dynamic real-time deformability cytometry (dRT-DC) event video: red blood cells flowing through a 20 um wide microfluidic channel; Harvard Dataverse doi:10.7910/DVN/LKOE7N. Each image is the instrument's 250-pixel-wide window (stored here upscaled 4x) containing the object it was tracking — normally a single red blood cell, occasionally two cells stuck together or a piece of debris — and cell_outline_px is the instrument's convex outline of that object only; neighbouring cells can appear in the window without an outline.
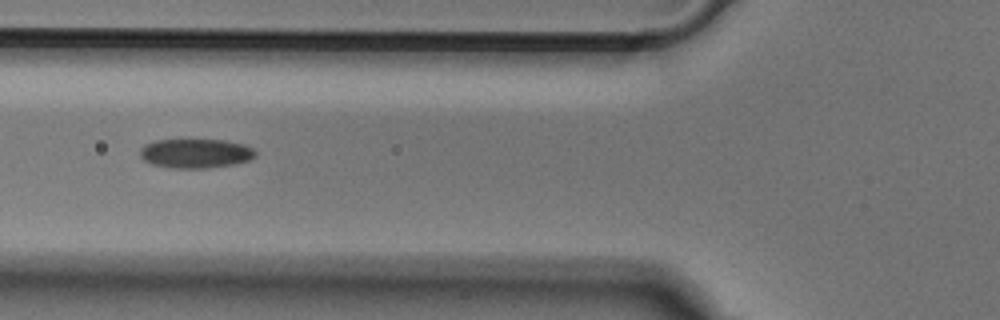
{"species": "Egyptian fruit bat (a non-hibernating species)", "species_latin": "Rousettus aegyptiacus", "temperature_condition": "cold", "stored_images_in_passage": 38, "segment_of_instrument_passage": [1, 2], "camera_frame_rate_fps": 3000, "um_per_image_px": 0.085, "animal": {"sex": "male"}, "frame": {"image": 1, "passage_image": 5, "time_ms": 1.333, "image_size_px": [1000, 320], "cell_outline_px": [[256, 156], [248, 160], [232, 164], [204, 168], [176, 168], [152, 164], [144, 160], [140, 156], [140, 148], [144, 144], [156, 140], [224, 140], [244, 144], [252, 148], [256, 152]], "centroid_in_image_um": [16.61, 13.03], "position_along_channel_um": 109.2, "area_um2": 19.54}}
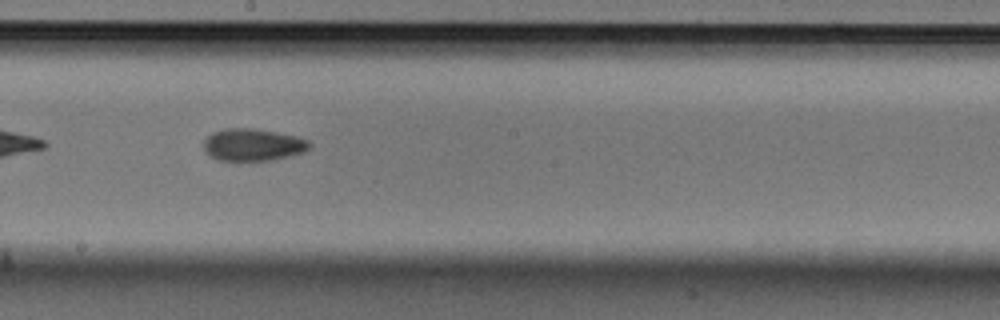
{"frame": {"image": 2, "passage_image": 14, "time_ms": 4.333, "image_size_px": [1000, 320], "cell_outline_px": [[312, 148], [304, 152], [292, 156], [272, 160], [216, 160], [204, 152], [204, 140], [212, 132], [224, 128], [252, 128], [276, 132], [296, 136], [308, 140], [312, 144]], "centroid_in_image_um": [21.51, 12.31], "position_along_channel_um": 226.7, "area_um2": 20.11}}
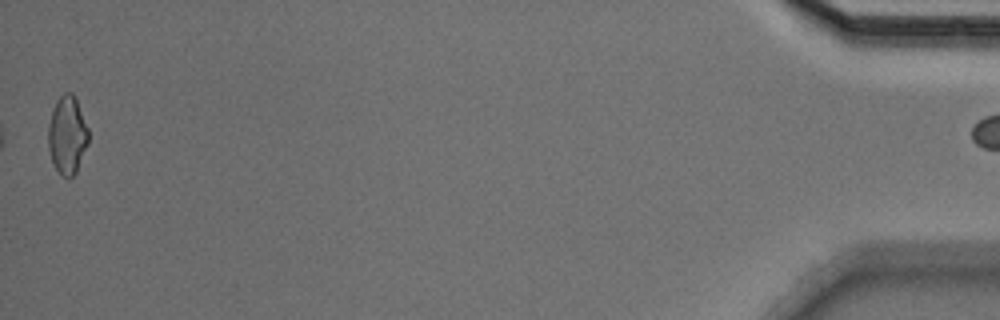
{"frame": {"image": 3, "passage_image": 37, "time_ms": 12.0, "image_size_px": [1000, 320], "cell_outline_px": [[88, 144], [76, 172], [68, 180], [60, 176], [52, 164], [48, 148], [48, 124], [56, 100], [64, 92], [72, 92], [76, 100], [88, 128]], "centroid_in_image_um": [5.7, 11.53], "position_along_channel_um": 429.5, "area_um2": 18.5}}